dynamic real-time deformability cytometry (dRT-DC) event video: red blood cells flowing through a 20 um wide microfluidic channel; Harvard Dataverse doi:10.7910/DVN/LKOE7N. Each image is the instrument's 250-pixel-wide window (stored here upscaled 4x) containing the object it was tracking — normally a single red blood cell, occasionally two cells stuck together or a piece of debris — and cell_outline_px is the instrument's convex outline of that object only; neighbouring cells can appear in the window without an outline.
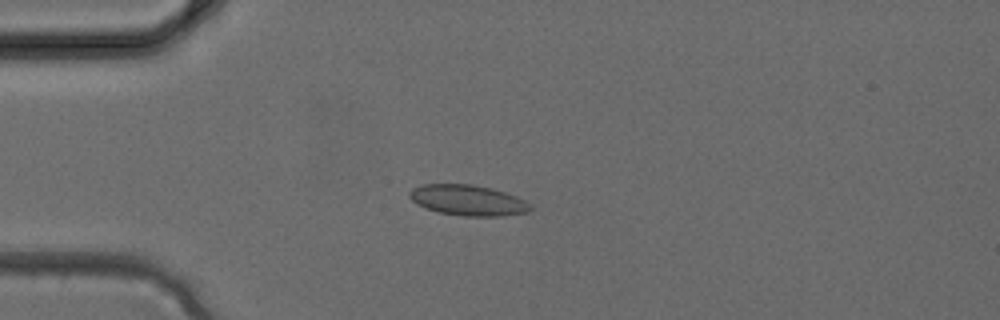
{"species": "common noctule bat (a hibernating species)", "species_latin": "Nyctalus noctula", "temperature_condition": "cold", "stored_images_in_passage": 3, "camera_frame_rate_fps": 3000, "um_per_image_px": 0.085, "animal": {"sex": "female", "body_mass_g": 24.6, "forearm_length_mm": 56.2}, "frame": {"image": 1, "passage_image": 3, "time_ms": 0.667, "image_size_px": [1000, 320], "cell_outline_px": [[532, 208], [528, 212], [504, 216], [464, 216], [440, 212], [416, 204], [408, 196], [408, 192], [412, 188], [424, 184], [472, 184], [492, 188], [516, 196], [524, 200]], "centroid_in_image_um": [39.76, 17.01], "position_along_channel_um": 45.2, "area_um2": 21.5}}